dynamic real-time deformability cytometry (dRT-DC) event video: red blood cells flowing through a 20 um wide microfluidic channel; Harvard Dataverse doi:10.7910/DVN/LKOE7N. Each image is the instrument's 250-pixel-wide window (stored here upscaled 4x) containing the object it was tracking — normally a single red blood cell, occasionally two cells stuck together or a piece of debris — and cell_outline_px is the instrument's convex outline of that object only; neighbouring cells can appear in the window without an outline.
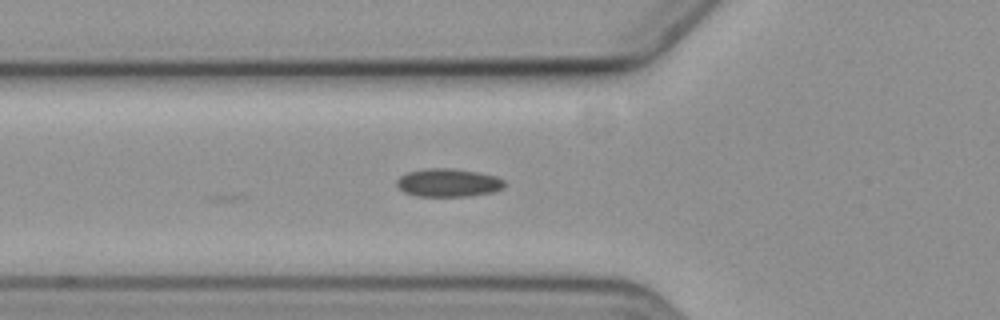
{"species": "common noctule bat (a hibernating species)", "species_latin": "Nyctalus noctula", "temperature_condition": "cold", "stored_images_in_passage": 5, "camera_frame_rate_fps": 3000, "um_per_image_px": 0.085, "animal": {"sex": "female", "body_mass_g": 19.3, "forearm_length_mm": 54.1}, "frame": {"image": 1, "passage_image": 5, "time_ms": 6.0, "image_size_px": [1000, 320], "cell_outline_px": [[504, 188], [492, 192], [468, 196], [416, 196], [404, 192], [396, 184], [396, 180], [400, 176], [408, 172], [428, 168], [452, 168], [476, 172], [496, 176], [504, 180]], "centroid_in_image_um": [38.09, 15.53], "position_along_channel_um": 87.7, "area_um2": 17.63}}